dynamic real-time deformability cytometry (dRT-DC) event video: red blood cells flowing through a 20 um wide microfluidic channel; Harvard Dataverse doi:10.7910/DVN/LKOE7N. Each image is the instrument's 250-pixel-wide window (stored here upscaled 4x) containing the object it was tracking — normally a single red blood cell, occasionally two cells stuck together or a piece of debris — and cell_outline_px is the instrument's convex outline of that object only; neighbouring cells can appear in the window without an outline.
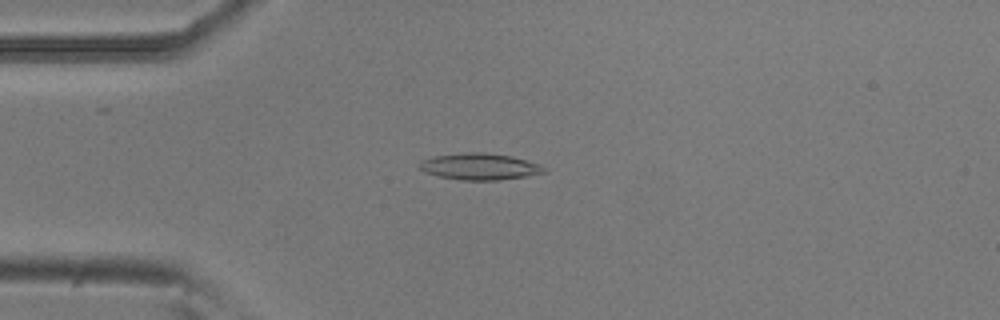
{"species": "common noctule bat (a hibernating species)", "species_latin": "Nyctalus noctula", "temperature_condition": "room temperature", "stored_images_in_passage": 44, "camera_frame_rate_fps": 3000, "um_per_image_px": 0.085, "animal": {"sex": "male", "body_mass_g": 20.5, "forearm_length_mm": 52.5}, "frame": {"image": 1, "passage_image": 4, "time_ms": 1.0, "image_size_px": [1000, 320], "cell_outline_px": [[548, 168], [544, 172], [524, 176], [500, 180], [460, 180], [440, 176], [424, 172], [416, 164], [420, 160], [432, 156], [468, 152], [484, 152], [512, 156], [540, 164]], "centroid_in_image_um": [40.74, 14.15], "position_along_channel_um": 44.3, "area_um2": 19.36}}
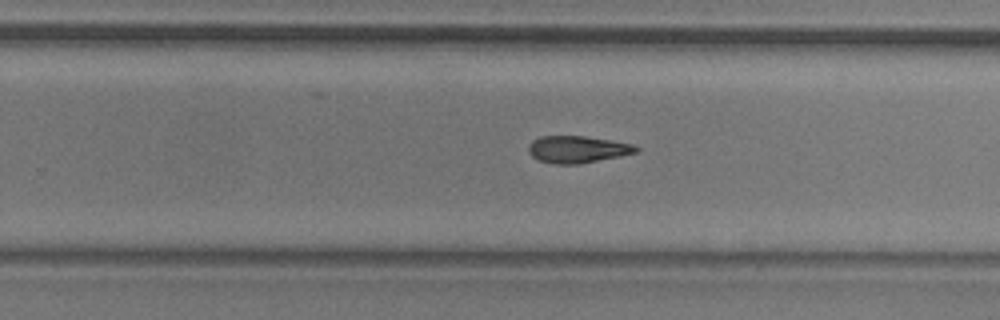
{"frame": {"image": 2, "passage_image": 24, "time_ms": 7.667, "image_size_px": [1000, 320], "cell_outline_px": [[640, 148], [636, 152], [620, 156], [580, 164], [552, 164], [540, 160], [532, 156], [528, 152], [528, 144], [532, 140], [540, 136], [584, 136], [632, 144]], "centroid_in_image_um": [49.04, 12.7], "position_along_channel_um": 280.8, "area_um2": 16.88}}
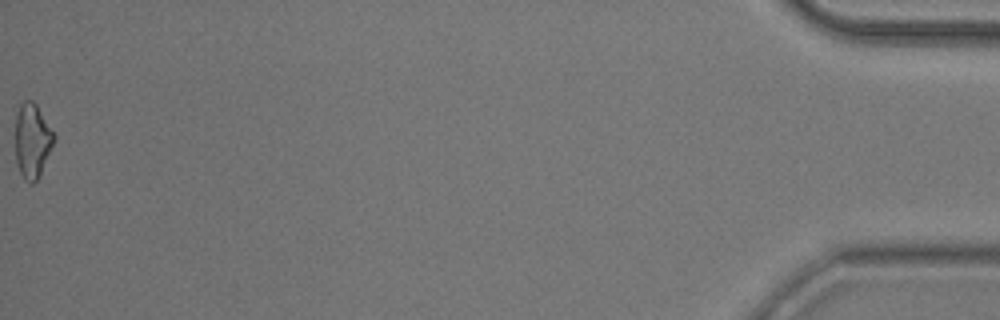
{"frame": {"image": 3, "passage_image": 44, "time_ms": 14.333, "image_size_px": [1000, 320], "cell_outline_px": [[56, 140], [36, 180], [32, 184], [28, 184], [24, 180], [16, 164], [16, 116], [20, 104], [24, 100], [32, 100], [36, 104], [56, 136]], "centroid_in_image_um": [2.74, 11.96], "position_along_channel_um": 432.5, "area_um2": 16.7}, "authors_computed_cell_mechanics": {"area_um2": 17.0799, "velocity_mm_per_s": 3.8082, "shape_relaxation_time_tau1_ms": 10.7313, "shape_relaxation_time_tau2_ms": null, "deformation_change_tau1": 0.2054, "deformation_change_tau2": null}}